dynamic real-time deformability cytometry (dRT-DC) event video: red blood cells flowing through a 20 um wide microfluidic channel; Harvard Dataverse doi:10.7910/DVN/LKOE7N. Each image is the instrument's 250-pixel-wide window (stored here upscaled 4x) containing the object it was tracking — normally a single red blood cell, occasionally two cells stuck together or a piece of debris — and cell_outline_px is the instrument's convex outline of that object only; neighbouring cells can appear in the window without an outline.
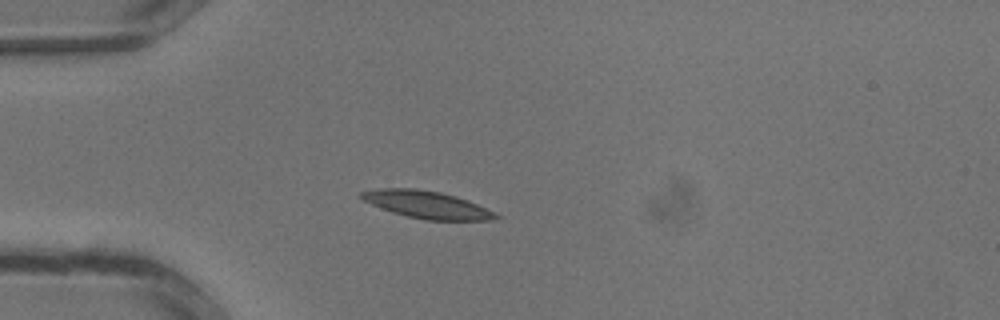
{"species": "common noctule bat (a hibernating species)", "species_latin": "Nyctalus noctula", "temperature_condition": "warm", "stored_images_in_passage": 22, "camera_frame_rate_fps": 3000, "um_per_image_px": 0.085, "animal": {"sex": "male", "body_mass_g": 13.3}, "frame": {"image": 1, "passage_image": 4, "time_ms": 1.0, "image_size_px": [1000, 320], "cell_outline_px": [[500, 216], [492, 220], [424, 220], [392, 212], [380, 208], [356, 196], [360, 192], [380, 188], [416, 188], [440, 192], [456, 196], [468, 200], [496, 212]], "centroid_in_image_um": [36.27, 17.39], "position_along_channel_um": 48.7, "area_um2": 21.5}}
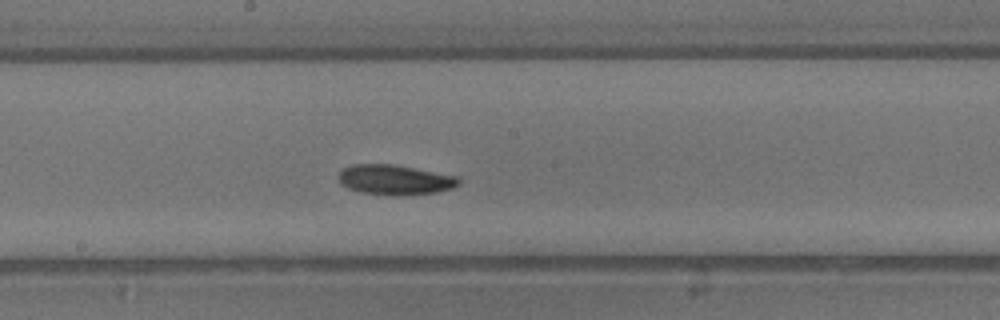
{"frame": {"image": 2, "passage_image": 13, "time_ms": 4.0, "image_size_px": [1000, 320], "cell_outline_px": [[460, 184], [452, 188], [436, 192], [400, 196], [360, 192], [348, 188], [340, 184], [340, 172], [344, 168], [352, 164], [396, 164], [460, 176]], "centroid_in_image_um": [33.62, 15.27], "position_along_channel_um": 214.6, "area_um2": 21.21}}
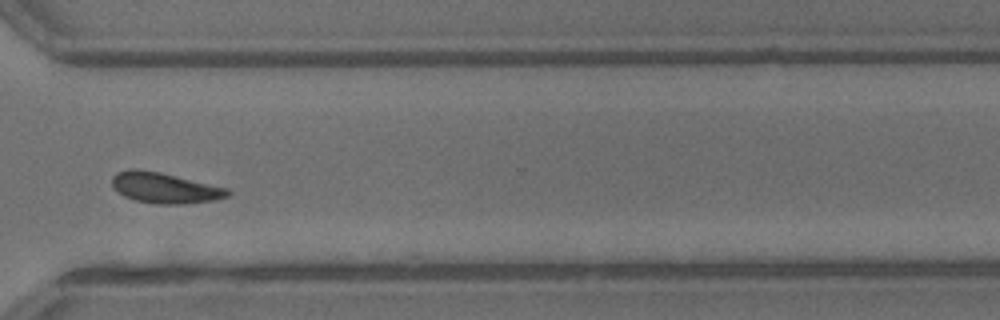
{"frame": {"image": 3, "passage_image": 20, "time_ms": 6.333, "image_size_px": [1000, 320], "cell_outline_px": [[232, 192], [228, 196], [216, 200], [184, 204], [156, 204], [136, 200], [124, 196], [112, 188], [112, 176], [116, 172], [128, 168], [136, 168], [160, 172], [228, 188]], "centroid_in_image_um": [13.98, 15.96], "position_along_channel_um": 356.6, "area_um2": 20.87}}